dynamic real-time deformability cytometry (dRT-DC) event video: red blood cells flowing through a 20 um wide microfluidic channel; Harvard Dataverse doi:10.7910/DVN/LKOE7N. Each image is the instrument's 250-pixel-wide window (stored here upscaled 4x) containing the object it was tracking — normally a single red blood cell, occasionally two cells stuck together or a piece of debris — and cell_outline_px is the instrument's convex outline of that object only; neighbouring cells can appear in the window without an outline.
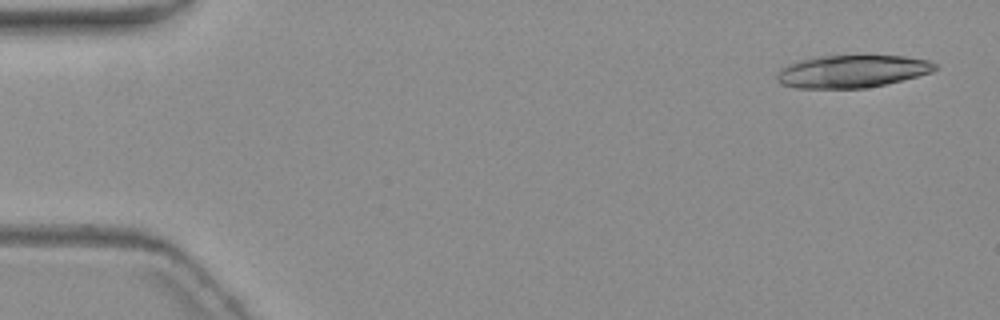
{"species": "common noctule bat (a hibernating species)", "species_latin": "Nyctalus noctula", "temperature_condition": "warm", "stored_images_in_passage": 2, "camera_frame_rate_fps": 3000, "um_per_image_px": 0.085, "animal": {"sex": "female", "body_mass_g": 19.3, "forearm_length_mm": 54.1}, "frame": {"image": 1, "passage_image": 2, "time_ms": 5.333, "image_size_px": [1000, 320], "cell_outline_px": [[936, 68], [932, 72], [884, 84], [864, 88], [796, 88], [780, 84], [776, 80], [776, 76], [780, 68], [788, 64], [812, 56], [904, 56], [928, 60], [936, 64]], "centroid_in_image_um": [72.35, 6.06], "position_along_channel_um": 12.6, "area_um2": 29.88}}